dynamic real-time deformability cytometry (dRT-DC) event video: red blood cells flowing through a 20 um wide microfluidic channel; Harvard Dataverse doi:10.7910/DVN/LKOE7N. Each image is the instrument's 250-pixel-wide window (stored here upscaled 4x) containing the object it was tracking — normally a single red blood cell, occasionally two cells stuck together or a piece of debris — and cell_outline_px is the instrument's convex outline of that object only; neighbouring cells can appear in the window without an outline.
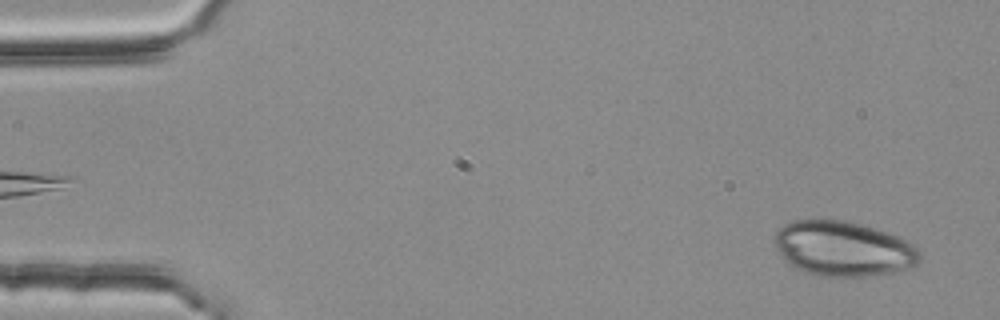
{"species": "common noctule bat (a hibernating species)", "species_latin": "Nyctalus noctula", "temperature_condition": "room temperature", "stored_images_in_passage": 51, "camera_frame_rate_fps": 3000, "um_per_image_px": 0.085, "animal": {"sex": "female", "body_mass_g": 25.1}, "frame": {"image": 1, "passage_image": 2, "time_ms": 0.333, "image_size_px": [1000, 320], "cell_outline_px": [[920, 260], [916, 264], [892, 272], [872, 276], [820, 276], [804, 272], [788, 264], [784, 260], [776, 248], [772, 240], [776, 232], [784, 224], [792, 220], [844, 220], [876, 228], [900, 236], [908, 240], [920, 252]], "centroid_in_image_um": [71.65, 21.13], "position_along_channel_um": 13.4, "area_um2": 46.7}}
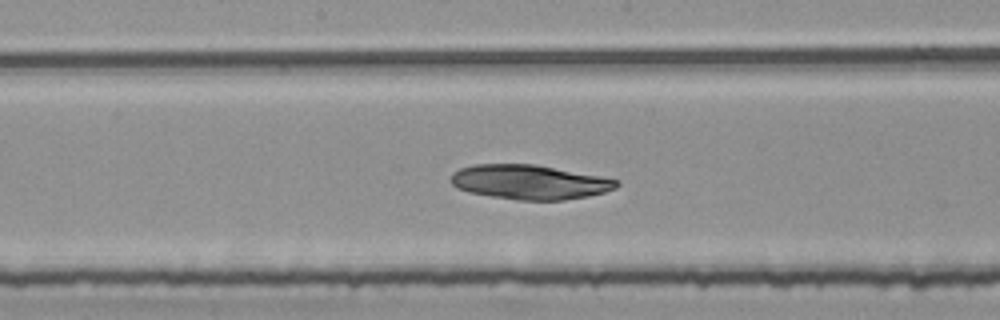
{"frame": {"image": 2, "passage_image": 27, "time_ms": 8.667, "image_size_px": [1000, 320], "cell_outline_px": [[620, 184], [616, 188], [604, 192], [588, 196], [564, 200], [520, 200], [492, 196], [468, 192], [456, 188], [452, 184], [452, 172], [460, 168], [472, 164], [536, 164], [600, 176], [616, 180]], "centroid_in_image_um": [44.99, 15.47], "position_along_channel_um": 203.2, "area_um2": 33.23}}
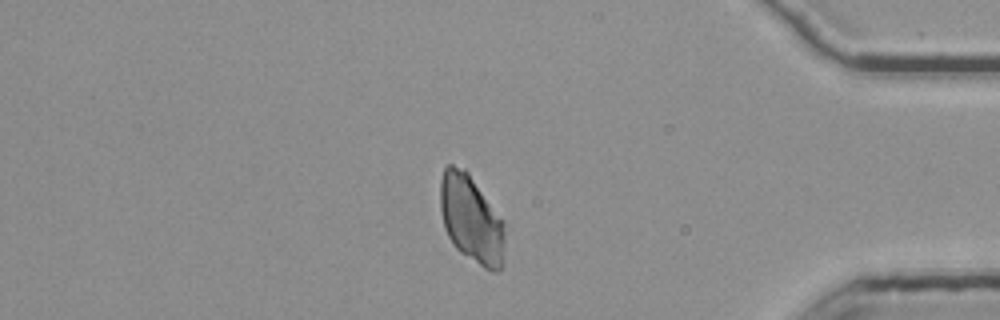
{"frame": {"image": 3, "passage_image": 45, "time_ms": 14.667, "image_size_px": [1000, 320], "cell_outline_px": [[504, 264], [500, 272], [492, 272], [484, 268], [460, 252], [456, 248], [448, 236], [444, 228], [440, 208], [440, 180], [444, 168], [448, 164], [452, 164], [464, 168], [468, 172], [504, 220]], "centroid_in_image_um": [40.07, 18.63], "position_along_channel_um": 395.1, "area_um2": 33.52}}